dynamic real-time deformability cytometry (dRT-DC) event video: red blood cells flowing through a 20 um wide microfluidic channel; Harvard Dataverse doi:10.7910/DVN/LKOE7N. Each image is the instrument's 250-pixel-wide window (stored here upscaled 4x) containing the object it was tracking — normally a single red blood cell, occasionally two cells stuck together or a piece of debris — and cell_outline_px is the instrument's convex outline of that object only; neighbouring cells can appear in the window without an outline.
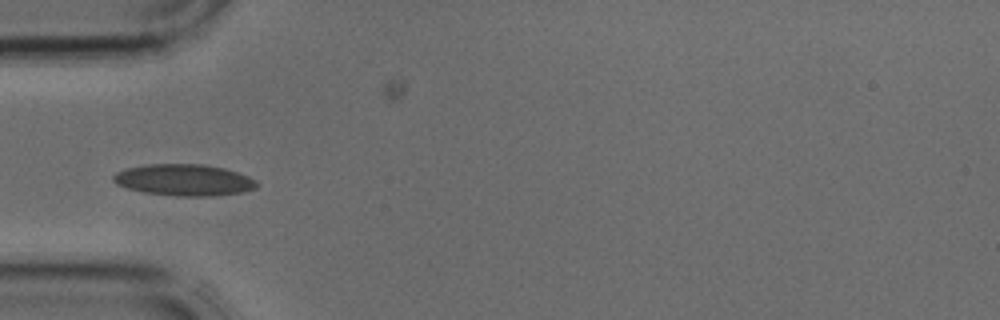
{"species": "common noctule bat (a hibernating species)", "species_latin": "Nyctalus noctula", "temperature_condition": "cold", "stored_images_in_passage": 3, "camera_frame_rate_fps": 3000, "um_per_image_px": 0.085, "animal": {"sex": "male", "body_mass_g": 17.9, "forearm_length_mm": 54.2}, "frame": {"image": 1, "passage_image": 2, "time_ms": 0.333, "image_size_px": [1000, 320], "cell_outline_px": [[260, 184], [256, 188], [240, 192], [212, 196], [176, 196], [144, 192], [128, 188], [116, 184], [112, 180], [112, 176], [116, 172], [128, 168], [148, 164], [204, 164], [224, 168], [248, 176], [256, 180]], "centroid_in_image_um": [15.65, 15.3], "position_along_channel_um": 69.4, "area_um2": 26.3}}